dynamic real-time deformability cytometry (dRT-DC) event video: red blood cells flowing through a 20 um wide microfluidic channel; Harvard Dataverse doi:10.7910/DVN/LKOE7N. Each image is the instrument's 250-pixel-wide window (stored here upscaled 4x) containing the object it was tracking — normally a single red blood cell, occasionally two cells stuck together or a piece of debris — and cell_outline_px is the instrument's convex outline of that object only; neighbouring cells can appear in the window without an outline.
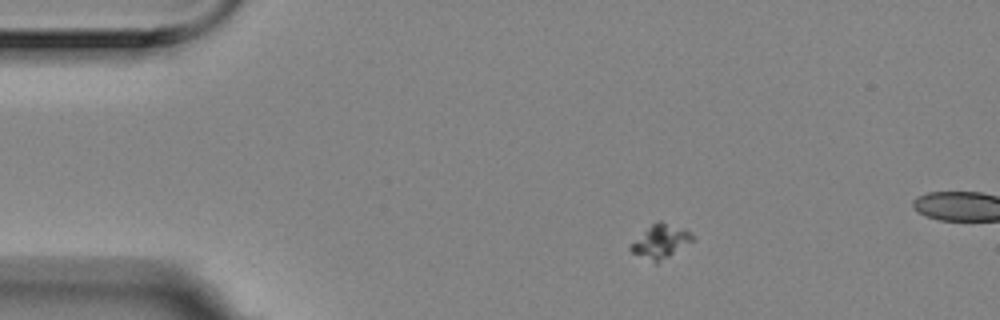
{"species": "Egyptian fruit bat (a non-hibernating species)", "species_latin": "Rousettus aegyptiacus", "temperature_condition": "room temperature", "stored_images_in_passage": 3, "camera_frame_rate_fps": 3000, "um_per_image_px": 0.085, "animal": {"sex": "female"}, "frame": {"image": 1, "passage_image": 1, "time_ms": 0.0, "image_size_px": [1000, 320], "cell_outline_px": [[692, 240], [656, 264], [632, 252], [628, 248], [652, 224], [660, 220], [684, 228], [692, 232]], "centroid_in_image_um": [56.16, 20.51], "position_along_channel_um": 28.8, "area_um2": 11.62}}